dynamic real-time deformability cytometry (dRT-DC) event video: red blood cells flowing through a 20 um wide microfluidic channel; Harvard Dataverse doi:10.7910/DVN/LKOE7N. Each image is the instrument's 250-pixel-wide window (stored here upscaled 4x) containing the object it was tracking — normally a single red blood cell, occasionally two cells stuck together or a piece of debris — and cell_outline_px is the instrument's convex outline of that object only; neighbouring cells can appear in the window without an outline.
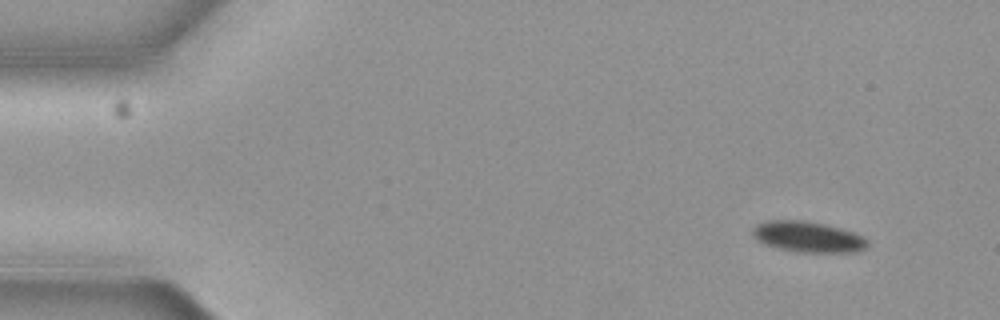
{"species": "common noctule bat (a hibernating species)", "species_latin": "Nyctalus noctula", "temperature_condition": "cold", "stored_images_in_passage": 4, "camera_frame_rate_fps": 3000, "um_per_image_px": 0.085, "animal": {"sex": "female", "body_mass_g": 19.3, "forearm_length_mm": 54.1}, "frame": {"image": 1, "passage_image": 1, "time_ms": 0.0, "image_size_px": [1000, 320], "cell_outline_px": [[868, 244], [864, 248], [856, 252], [796, 252], [776, 248], [764, 244], [756, 240], [752, 236], [752, 228], [756, 224], [768, 220], [804, 220], [824, 224], [840, 228], [852, 232], [868, 240]], "centroid_in_image_um": [68.6, 20.13], "position_along_channel_um": 16.4, "area_um2": 20.69}}
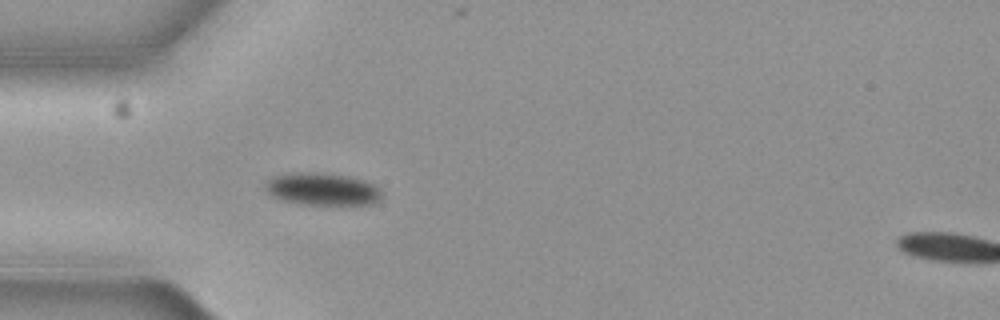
{"frame": {"image": 2, "passage_image": 4, "time_ms": 1.0, "image_size_px": [1000, 320], "cell_outline_px": [[380, 200], [372, 204], [300, 204], [280, 200], [272, 196], [264, 188], [264, 184], [268, 180], [276, 176], [296, 172], [348, 176], [364, 180], [380, 188]], "centroid_in_image_um": [27.38, 16.09], "position_along_channel_um": 57.6, "area_um2": 21.62}}